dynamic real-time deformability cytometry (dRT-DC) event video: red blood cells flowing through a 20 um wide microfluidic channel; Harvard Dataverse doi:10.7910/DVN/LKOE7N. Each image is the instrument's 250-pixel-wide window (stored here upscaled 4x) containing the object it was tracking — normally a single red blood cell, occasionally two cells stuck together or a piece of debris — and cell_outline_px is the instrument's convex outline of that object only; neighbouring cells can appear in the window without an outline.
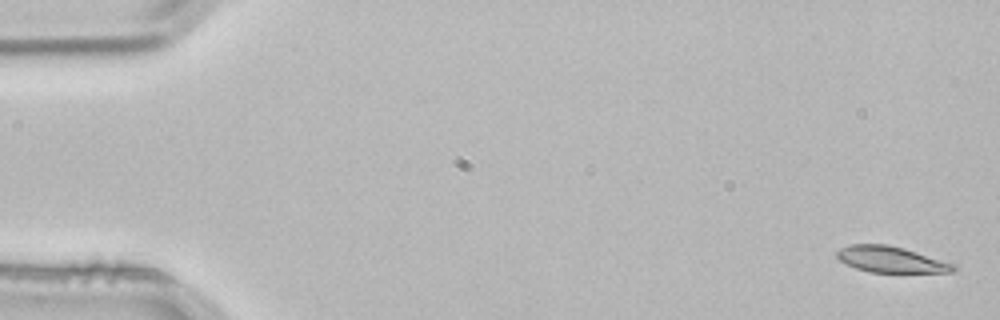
{"species": "common noctule bat (a hibernating species)", "species_latin": "Nyctalus noctula", "temperature_condition": "room temperature", "stored_images_in_passage": 4, "camera_frame_rate_fps": 3000, "um_per_image_px": 0.085, "animal": {"sex": "male", "body_mass_g": 21.5, "forearm_length_mm": 52.0}, "frame": {"image": 1, "passage_image": 1, "time_ms": 0.0, "image_size_px": [1000, 320], "cell_outline_px": [[956, 272], [868, 272], [856, 268], [840, 260], [836, 256], [836, 252], [840, 248], [852, 244], [884, 244], [904, 248], [956, 264]], "centroid_in_image_um": [75.75, 22.05], "position_along_channel_um": 9.3, "area_um2": 17.63}}
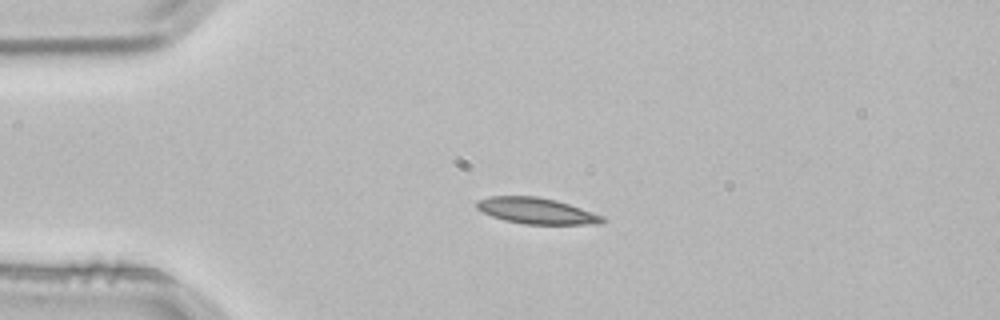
{"frame": {"image": 2, "passage_image": 3, "time_ms": 0.667, "image_size_px": [1000, 320], "cell_outline_px": [[608, 220], [604, 224], [524, 224], [504, 220], [492, 216], [476, 208], [476, 200], [488, 196], [536, 196], [556, 200], [604, 216]], "centroid_in_image_um": [45.62, 17.92], "position_along_channel_um": 39.4, "area_um2": 19.19}}
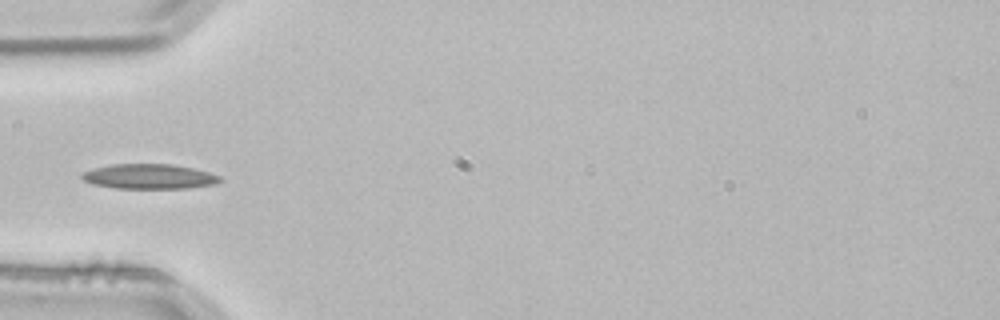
{"frame": {"image": 3, "passage_image": 4, "time_ms": 1.0, "image_size_px": [1000, 320], "cell_outline_px": [[224, 180], [216, 184], [188, 188], [116, 188], [92, 184], [84, 180], [80, 176], [84, 172], [92, 168], [112, 164], [172, 164], [192, 168], [208, 172], [220, 176]], "centroid_in_image_um": [12.69, 15.0], "position_along_channel_um": 72.3, "area_um2": 20.06}}